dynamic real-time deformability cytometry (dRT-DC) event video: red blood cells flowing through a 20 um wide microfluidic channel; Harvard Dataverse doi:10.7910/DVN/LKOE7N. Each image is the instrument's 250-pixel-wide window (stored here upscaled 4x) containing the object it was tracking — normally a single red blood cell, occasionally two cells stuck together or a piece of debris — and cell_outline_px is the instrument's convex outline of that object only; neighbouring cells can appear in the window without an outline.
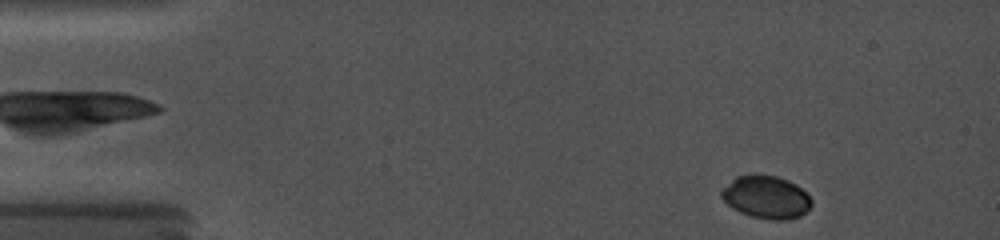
{"species": "common noctule bat (a hibernating species)", "species_latin": "Nyctalus noctula", "temperature_condition": "cold", "stored_images_in_passage": 3, "camera_frame_rate_fps": 5000, "um_per_image_px": 0.085, "animal": {"sex": "female", "body_mass_g": 19.0, "forearm_length_mm": 56.7}, "frame": {"image": 1, "passage_image": 3, "time_ms": 1.0, "image_size_px": [1000, 240], "cell_outline_px": [[812, 204], [800, 216], [788, 220], [772, 220], [752, 216], [740, 212], [732, 208], [720, 196], [720, 192], [736, 176], [776, 176], [788, 180], [796, 184], [812, 200]], "centroid_in_image_um": [65.13, 16.78], "position_along_channel_um": 19.9, "area_um2": 21.96}}